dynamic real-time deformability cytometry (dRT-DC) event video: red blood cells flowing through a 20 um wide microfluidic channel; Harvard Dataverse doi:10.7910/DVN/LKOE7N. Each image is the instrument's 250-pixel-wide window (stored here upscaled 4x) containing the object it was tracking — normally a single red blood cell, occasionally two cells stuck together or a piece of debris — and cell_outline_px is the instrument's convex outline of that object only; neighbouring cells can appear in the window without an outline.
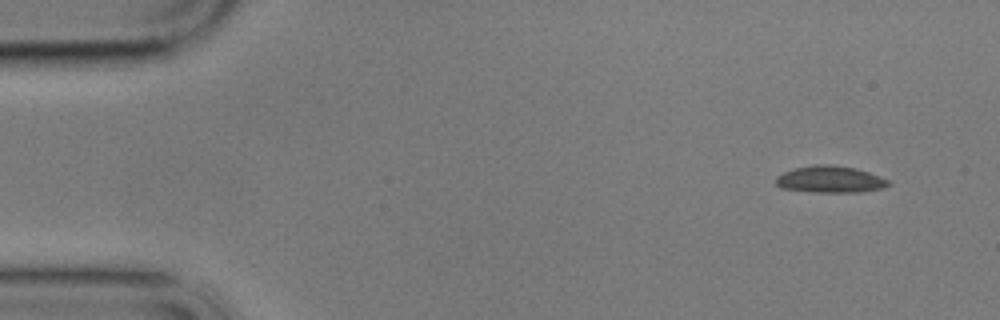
{"species": "common noctule bat (a hibernating species)", "species_latin": "Nyctalus noctula", "temperature_condition": "cold", "stored_images_in_passage": 5, "camera_frame_rate_fps": 3000, "um_per_image_px": 0.085, "animal": {"sex": "male", "body_mass_g": 17.9}, "frame": {"image": 1, "passage_image": 1, "time_ms": 0.0, "image_size_px": [1000, 320], "cell_outline_px": [[892, 184], [884, 188], [860, 192], [816, 192], [780, 188], [776, 184], [776, 176], [784, 172], [796, 168], [816, 164], [828, 164], [852, 168], [868, 172], [880, 176], [888, 180]], "centroid_in_image_um": [70.57, 15.26], "position_along_channel_um": 14.4, "area_um2": 17.46}}